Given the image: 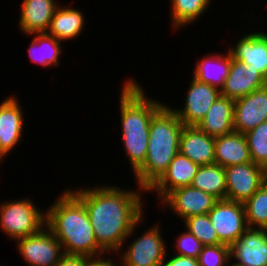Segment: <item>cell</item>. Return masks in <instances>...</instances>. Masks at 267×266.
Masks as SVG:
<instances>
[{
  "instance_id": "1",
  "label": "cell",
  "mask_w": 267,
  "mask_h": 266,
  "mask_svg": "<svg viewBox=\"0 0 267 266\" xmlns=\"http://www.w3.org/2000/svg\"><path fill=\"white\" fill-rule=\"evenodd\" d=\"M71 191L86 207L98 247L105 254L120 253L123 244L141 223L144 213L141 194L146 190L140 186L136 191L96 185Z\"/></svg>"
},
{
  "instance_id": "2",
  "label": "cell",
  "mask_w": 267,
  "mask_h": 266,
  "mask_svg": "<svg viewBox=\"0 0 267 266\" xmlns=\"http://www.w3.org/2000/svg\"><path fill=\"white\" fill-rule=\"evenodd\" d=\"M62 193L46 210L45 226L61 243L64 254L87 258L105 255L82 201L70 189Z\"/></svg>"
},
{
  "instance_id": "3",
  "label": "cell",
  "mask_w": 267,
  "mask_h": 266,
  "mask_svg": "<svg viewBox=\"0 0 267 266\" xmlns=\"http://www.w3.org/2000/svg\"><path fill=\"white\" fill-rule=\"evenodd\" d=\"M120 94L123 147L135 173L144 164L147 156L152 117L164 103L145 96L142 87L130 78L125 80Z\"/></svg>"
},
{
  "instance_id": "4",
  "label": "cell",
  "mask_w": 267,
  "mask_h": 266,
  "mask_svg": "<svg viewBox=\"0 0 267 266\" xmlns=\"http://www.w3.org/2000/svg\"><path fill=\"white\" fill-rule=\"evenodd\" d=\"M184 124L173 107L164 104L152 117L147 156L144 164L134 173L136 184L146 191L163 175L179 152Z\"/></svg>"
},
{
  "instance_id": "5",
  "label": "cell",
  "mask_w": 267,
  "mask_h": 266,
  "mask_svg": "<svg viewBox=\"0 0 267 266\" xmlns=\"http://www.w3.org/2000/svg\"><path fill=\"white\" fill-rule=\"evenodd\" d=\"M46 222V212L32 199L5 201L0 205V228L13 241L38 233Z\"/></svg>"
},
{
  "instance_id": "6",
  "label": "cell",
  "mask_w": 267,
  "mask_h": 266,
  "mask_svg": "<svg viewBox=\"0 0 267 266\" xmlns=\"http://www.w3.org/2000/svg\"><path fill=\"white\" fill-rule=\"evenodd\" d=\"M159 223L133 239L120 256L121 266H161L167 256Z\"/></svg>"
},
{
  "instance_id": "7",
  "label": "cell",
  "mask_w": 267,
  "mask_h": 266,
  "mask_svg": "<svg viewBox=\"0 0 267 266\" xmlns=\"http://www.w3.org/2000/svg\"><path fill=\"white\" fill-rule=\"evenodd\" d=\"M15 241L30 266H55L64 255L61 243L46 226L36 234Z\"/></svg>"
},
{
  "instance_id": "8",
  "label": "cell",
  "mask_w": 267,
  "mask_h": 266,
  "mask_svg": "<svg viewBox=\"0 0 267 266\" xmlns=\"http://www.w3.org/2000/svg\"><path fill=\"white\" fill-rule=\"evenodd\" d=\"M219 241L231 246L248 228L243 203L227 199L218 200L208 212Z\"/></svg>"
},
{
  "instance_id": "9",
  "label": "cell",
  "mask_w": 267,
  "mask_h": 266,
  "mask_svg": "<svg viewBox=\"0 0 267 266\" xmlns=\"http://www.w3.org/2000/svg\"><path fill=\"white\" fill-rule=\"evenodd\" d=\"M226 199L244 203L266 182V169L253 162L228 166Z\"/></svg>"
},
{
  "instance_id": "10",
  "label": "cell",
  "mask_w": 267,
  "mask_h": 266,
  "mask_svg": "<svg viewBox=\"0 0 267 266\" xmlns=\"http://www.w3.org/2000/svg\"><path fill=\"white\" fill-rule=\"evenodd\" d=\"M184 107L174 108L184 126H196L207 114L212 104L221 96L219 88L198 81L192 76Z\"/></svg>"
},
{
  "instance_id": "11",
  "label": "cell",
  "mask_w": 267,
  "mask_h": 266,
  "mask_svg": "<svg viewBox=\"0 0 267 266\" xmlns=\"http://www.w3.org/2000/svg\"><path fill=\"white\" fill-rule=\"evenodd\" d=\"M218 201L213 195L192 186L180 187L170 192L160 203L185 220L195 215L208 214Z\"/></svg>"
},
{
  "instance_id": "12",
  "label": "cell",
  "mask_w": 267,
  "mask_h": 266,
  "mask_svg": "<svg viewBox=\"0 0 267 266\" xmlns=\"http://www.w3.org/2000/svg\"><path fill=\"white\" fill-rule=\"evenodd\" d=\"M234 266H267V229L248 227L230 246Z\"/></svg>"
},
{
  "instance_id": "13",
  "label": "cell",
  "mask_w": 267,
  "mask_h": 266,
  "mask_svg": "<svg viewBox=\"0 0 267 266\" xmlns=\"http://www.w3.org/2000/svg\"><path fill=\"white\" fill-rule=\"evenodd\" d=\"M234 132L245 134L267 121V84L234 100Z\"/></svg>"
},
{
  "instance_id": "14",
  "label": "cell",
  "mask_w": 267,
  "mask_h": 266,
  "mask_svg": "<svg viewBox=\"0 0 267 266\" xmlns=\"http://www.w3.org/2000/svg\"><path fill=\"white\" fill-rule=\"evenodd\" d=\"M20 103L11 95L0 103V160L20 142L24 116ZM4 157V158H3Z\"/></svg>"
},
{
  "instance_id": "15",
  "label": "cell",
  "mask_w": 267,
  "mask_h": 266,
  "mask_svg": "<svg viewBox=\"0 0 267 266\" xmlns=\"http://www.w3.org/2000/svg\"><path fill=\"white\" fill-rule=\"evenodd\" d=\"M267 84V79L244 62L231 57L229 74L221 88V95L229 99H239Z\"/></svg>"
},
{
  "instance_id": "16",
  "label": "cell",
  "mask_w": 267,
  "mask_h": 266,
  "mask_svg": "<svg viewBox=\"0 0 267 266\" xmlns=\"http://www.w3.org/2000/svg\"><path fill=\"white\" fill-rule=\"evenodd\" d=\"M199 165L178 152L163 175L147 190L155 191L160 202L173 190L191 186Z\"/></svg>"
},
{
  "instance_id": "17",
  "label": "cell",
  "mask_w": 267,
  "mask_h": 266,
  "mask_svg": "<svg viewBox=\"0 0 267 266\" xmlns=\"http://www.w3.org/2000/svg\"><path fill=\"white\" fill-rule=\"evenodd\" d=\"M233 59L250 65L267 79V34L264 32L248 33L241 37L233 46L229 47Z\"/></svg>"
},
{
  "instance_id": "18",
  "label": "cell",
  "mask_w": 267,
  "mask_h": 266,
  "mask_svg": "<svg viewBox=\"0 0 267 266\" xmlns=\"http://www.w3.org/2000/svg\"><path fill=\"white\" fill-rule=\"evenodd\" d=\"M179 152L199 166L215 164V137L208 136L197 126H184Z\"/></svg>"
},
{
  "instance_id": "19",
  "label": "cell",
  "mask_w": 267,
  "mask_h": 266,
  "mask_svg": "<svg viewBox=\"0 0 267 266\" xmlns=\"http://www.w3.org/2000/svg\"><path fill=\"white\" fill-rule=\"evenodd\" d=\"M58 7L55 0H23L18 23L20 31L27 35L47 32Z\"/></svg>"
},
{
  "instance_id": "20",
  "label": "cell",
  "mask_w": 267,
  "mask_h": 266,
  "mask_svg": "<svg viewBox=\"0 0 267 266\" xmlns=\"http://www.w3.org/2000/svg\"><path fill=\"white\" fill-rule=\"evenodd\" d=\"M233 119L234 100L221 95L196 126L208 136L219 137L234 132Z\"/></svg>"
},
{
  "instance_id": "21",
  "label": "cell",
  "mask_w": 267,
  "mask_h": 266,
  "mask_svg": "<svg viewBox=\"0 0 267 266\" xmlns=\"http://www.w3.org/2000/svg\"><path fill=\"white\" fill-rule=\"evenodd\" d=\"M252 162L245 134L232 132L215 137V164L228 167Z\"/></svg>"
},
{
  "instance_id": "22",
  "label": "cell",
  "mask_w": 267,
  "mask_h": 266,
  "mask_svg": "<svg viewBox=\"0 0 267 266\" xmlns=\"http://www.w3.org/2000/svg\"><path fill=\"white\" fill-rule=\"evenodd\" d=\"M231 55L208 54L195 65L193 77L202 83L209 84L221 90L229 74Z\"/></svg>"
},
{
  "instance_id": "23",
  "label": "cell",
  "mask_w": 267,
  "mask_h": 266,
  "mask_svg": "<svg viewBox=\"0 0 267 266\" xmlns=\"http://www.w3.org/2000/svg\"><path fill=\"white\" fill-rule=\"evenodd\" d=\"M84 21L80 10L61 5L53 15L47 33L60 41L75 39L84 30Z\"/></svg>"
},
{
  "instance_id": "24",
  "label": "cell",
  "mask_w": 267,
  "mask_h": 266,
  "mask_svg": "<svg viewBox=\"0 0 267 266\" xmlns=\"http://www.w3.org/2000/svg\"><path fill=\"white\" fill-rule=\"evenodd\" d=\"M36 34V35H35ZM35 35L29 47V56L36 64L44 67L59 65V55H61L62 42L47 32L29 34Z\"/></svg>"
},
{
  "instance_id": "25",
  "label": "cell",
  "mask_w": 267,
  "mask_h": 266,
  "mask_svg": "<svg viewBox=\"0 0 267 266\" xmlns=\"http://www.w3.org/2000/svg\"><path fill=\"white\" fill-rule=\"evenodd\" d=\"M191 186L216 197L226 199V174L224 167L218 164L200 166Z\"/></svg>"
},
{
  "instance_id": "26",
  "label": "cell",
  "mask_w": 267,
  "mask_h": 266,
  "mask_svg": "<svg viewBox=\"0 0 267 266\" xmlns=\"http://www.w3.org/2000/svg\"><path fill=\"white\" fill-rule=\"evenodd\" d=\"M171 21L173 29L192 24L206 12L211 0H171Z\"/></svg>"
},
{
  "instance_id": "27",
  "label": "cell",
  "mask_w": 267,
  "mask_h": 266,
  "mask_svg": "<svg viewBox=\"0 0 267 266\" xmlns=\"http://www.w3.org/2000/svg\"><path fill=\"white\" fill-rule=\"evenodd\" d=\"M248 227L267 229V182L244 203Z\"/></svg>"
},
{
  "instance_id": "28",
  "label": "cell",
  "mask_w": 267,
  "mask_h": 266,
  "mask_svg": "<svg viewBox=\"0 0 267 266\" xmlns=\"http://www.w3.org/2000/svg\"><path fill=\"white\" fill-rule=\"evenodd\" d=\"M183 221L186 230L196 236L204 246L222 244L208 214L191 216Z\"/></svg>"
},
{
  "instance_id": "29",
  "label": "cell",
  "mask_w": 267,
  "mask_h": 266,
  "mask_svg": "<svg viewBox=\"0 0 267 266\" xmlns=\"http://www.w3.org/2000/svg\"><path fill=\"white\" fill-rule=\"evenodd\" d=\"M252 162L267 170V121L245 133Z\"/></svg>"
},
{
  "instance_id": "30",
  "label": "cell",
  "mask_w": 267,
  "mask_h": 266,
  "mask_svg": "<svg viewBox=\"0 0 267 266\" xmlns=\"http://www.w3.org/2000/svg\"><path fill=\"white\" fill-rule=\"evenodd\" d=\"M199 266H229L230 246L226 244L203 246L197 258Z\"/></svg>"
},
{
  "instance_id": "31",
  "label": "cell",
  "mask_w": 267,
  "mask_h": 266,
  "mask_svg": "<svg viewBox=\"0 0 267 266\" xmlns=\"http://www.w3.org/2000/svg\"><path fill=\"white\" fill-rule=\"evenodd\" d=\"M203 244L197 239L196 236L186 230L176 240L177 254L190 258H198L202 251Z\"/></svg>"
},
{
  "instance_id": "32",
  "label": "cell",
  "mask_w": 267,
  "mask_h": 266,
  "mask_svg": "<svg viewBox=\"0 0 267 266\" xmlns=\"http://www.w3.org/2000/svg\"><path fill=\"white\" fill-rule=\"evenodd\" d=\"M161 266H199L197 258L174 255L170 259L165 257Z\"/></svg>"
},
{
  "instance_id": "33",
  "label": "cell",
  "mask_w": 267,
  "mask_h": 266,
  "mask_svg": "<svg viewBox=\"0 0 267 266\" xmlns=\"http://www.w3.org/2000/svg\"><path fill=\"white\" fill-rule=\"evenodd\" d=\"M86 257L64 254L55 266H84Z\"/></svg>"
},
{
  "instance_id": "34",
  "label": "cell",
  "mask_w": 267,
  "mask_h": 266,
  "mask_svg": "<svg viewBox=\"0 0 267 266\" xmlns=\"http://www.w3.org/2000/svg\"><path fill=\"white\" fill-rule=\"evenodd\" d=\"M106 256L107 255L105 254V256L103 257L101 256L92 258L86 257V263L84 266H119L117 265V263L115 264V262H112L113 260H111L110 258H106Z\"/></svg>"
}]
</instances>
